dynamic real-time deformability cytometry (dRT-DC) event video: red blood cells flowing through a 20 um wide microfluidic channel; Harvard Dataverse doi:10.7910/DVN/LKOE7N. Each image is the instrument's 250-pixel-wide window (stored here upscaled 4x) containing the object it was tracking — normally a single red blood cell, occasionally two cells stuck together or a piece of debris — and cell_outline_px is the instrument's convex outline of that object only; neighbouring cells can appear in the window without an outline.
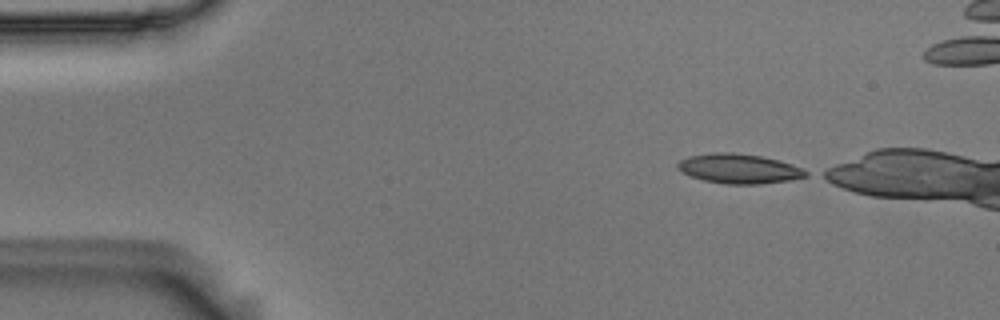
{"species": "Egyptian fruit bat (a non-hibernating species)", "species_latin": "Rousettus aegyptiacus", "temperature_condition": "room temperature", "stored_images_in_passage": 8, "camera_frame_rate_fps": 3000, "um_per_image_px": 0.085, "animal": {"sex": "male"}, "frame": {"image": 1, "passage_image": 1, "time_ms": 0.0, "image_size_px": [1000, 320], "cell_outline_px": [[808, 176], [788, 180], [760, 184], [724, 184], [704, 180], [680, 172], [676, 168], [676, 164], [680, 160], [688, 156], [712, 152], [732, 152], [760, 156], [792, 164], [808, 172]], "centroid_in_image_um": [62.75, 14.33], "position_along_channel_um": 22.2, "area_um2": 22.08}}